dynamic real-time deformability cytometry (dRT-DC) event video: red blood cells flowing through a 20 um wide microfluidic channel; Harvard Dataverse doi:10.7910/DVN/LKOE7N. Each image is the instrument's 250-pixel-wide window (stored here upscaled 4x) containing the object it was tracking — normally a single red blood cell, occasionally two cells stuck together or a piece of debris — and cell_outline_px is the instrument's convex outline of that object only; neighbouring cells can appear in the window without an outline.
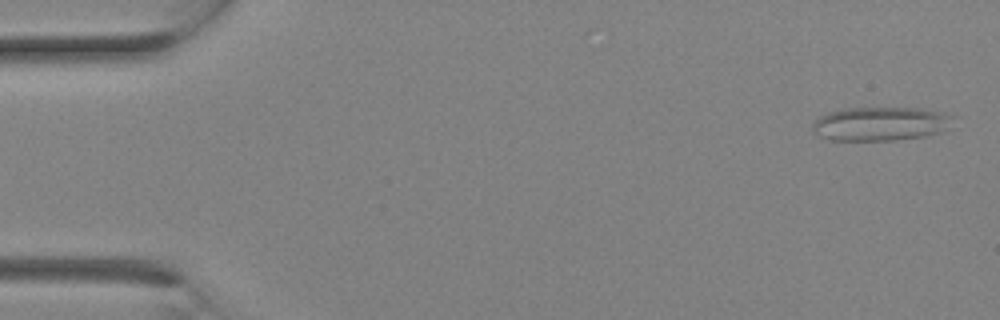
{"species": "Egyptian fruit bat (a non-hibernating species)", "species_latin": "Rousettus aegyptiacus", "temperature_condition": "room temperature", "stored_images_in_passage": 11, "camera_frame_rate_fps": 3000, "um_per_image_px": 0.085, "animal": {"sex": "female"}, "frame": {"image": 1, "passage_image": 1, "time_ms": 0.0, "image_size_px": [1000, 320], "cell_outline_px": [[956, 116], [940, 132], [924, 136], [896, 140], [832, 140], [820, 136], [812, 132], [812, 124], [820, 116], [828, 112], [844, 108], [916, 108], [944, 112]], "centroid_in_image_um": [74.81, 10.51], "position_along_channel_um": 10.2, "area_um2": 27.63}}
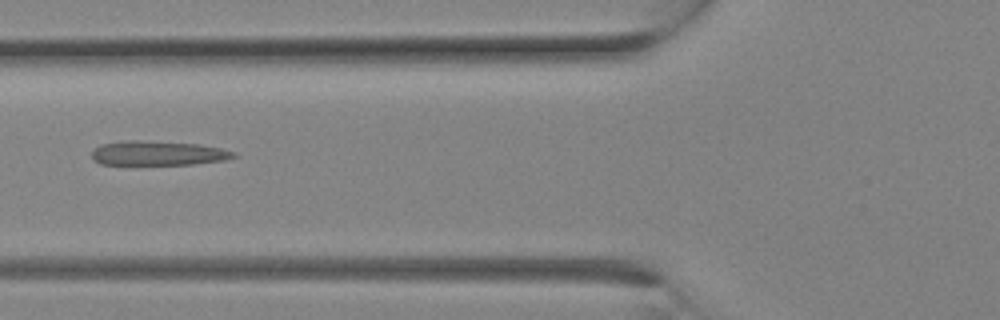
{"frame": {"image": 2, "passage_image": 10, "time_ms": 3.0, "image_size_px": [1000, 320], "cell_outline_px": [[240, 156], [228, 160], [192, 164], [100, 164], [92, 160], [92, 152], [100, 144], [128, 140], [140, 140], [200, 144], [220, 148], [236, 152]], "centroid_in_image_um": [13.48, 13.02], "position_along_channel_um": 112.3, "area_um2": 20.35}}